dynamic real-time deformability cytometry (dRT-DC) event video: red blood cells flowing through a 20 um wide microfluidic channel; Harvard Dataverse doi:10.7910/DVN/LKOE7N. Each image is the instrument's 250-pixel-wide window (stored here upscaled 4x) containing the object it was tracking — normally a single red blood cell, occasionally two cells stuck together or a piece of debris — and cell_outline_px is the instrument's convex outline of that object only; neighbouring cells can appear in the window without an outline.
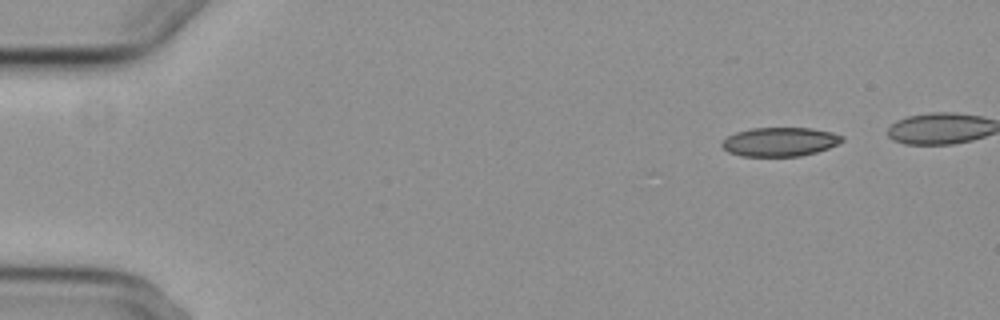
{"species": "common noctule bat (a hibernating species)", "species_latin": "Nyctalus noctula", "temperature_condition": "cold", "stored_images_in_passage": 5, "camera_frame_rate_fps": 3000, "um_per_image_px": 0.085, "animal": {"sex": "female", "body_mass_g": 29.2, "forearm_length_mm": 56.3}, "frame": {"image": 1, "passage_image": 1, "time_ms": 0.0, "image_size_px": [1000, 320], "cell_outline_px": [[844, 140], [828, 148], [816, 152], [800, 156], [740, 156], [728, 152], [720, 144], [728, 136], [736, 132], [752, 128], [812, 128], [832, 132], [844, 136]], "centroid_in_image_um": [66.29, 12.05], "position_along_channel_um": 18.7, "area_um2": 20.23}}